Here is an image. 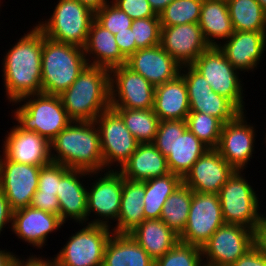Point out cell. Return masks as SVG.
Returning a JSON list of instances; mask_svg holds the SVG:
<instances>
[{
	"mask_svg": "<svg viewBox=\"0 0 266 266\" xmlns=\"http://www.w3.org/2000/svg\"><path fill=\"white\" fill-rule=\"evenodd\" d=\"M193 190L183 183L169 196L162 208L160 219L178 236L187 223Z\"/></svg>",
	"mask_w": 266,
	"mask_h": 266,
	"instance_id": "35",
	"label": "cell"
},
{
	"mask_svg": "<svg viewBox=\"0 0 266 266\" xmlns=\"http://www.w3.org/2000/svg\"><path fill=\"white\" fill-rule=\"evenodd\" d=\"M153 11L159 15L173 0H148Z\"/></svg>",
	"mask_w": 266,
	"mask_h": 266,
	"instance_id": "51",
	"label": "cell"
},
{
	"mask_svg": "<svg viewBox=\"0 0 266 266\" xmlns=\"http://www.w3.org/2000/svg\"><path fill=\"white\" fill-rule=\"evenodd\" d=\"M59 96L72 121H94L110 108V70L87 65Z\"/></svg>",
	"mask_w": 266,
	"mask_h": 266,
	"instance_id": "3",
	"label": "cell"
},
{
	"mask_svg": "<svg viewBox=\"0 0 266 266\" xmlns=\"http://www.w3.org/2000/svg\"><path fill=\"white\" fill-rule=\"evenodd\" d=\"M84 53L88 65L104 67L108 70L125 65L127 61L117 45L114 34L95 19L90 26Z\"/></svg>",
	"mask_w": 266,
	"mask_h": 266,
	"instance_id": "26",
	"label": "cell"
},
{
	"mask_svg": "<svg viewBox=\"0 0 266 266\" xmlns=\"http://www.w3.org/2000/svg\"><path fill=\"white\" fill-rule=\"evenodd\" d=\"M40 168L10 161L0 154V190L13 211L30 205L38 189Z\"/></svg>",
	"mask_w": 266,
	"mask_h": 266,
	"instance_id": "18",
	"label": "cell"
},
{
	"mask_svg": "<svg viewBox=\"0 0 266 266\" xmlns=\"http://www.w3.org/2000/svg\"><path fill=\"white\" fill-rule=\"evenodd\" d=\"M198 24L209 46L218 47L234 33L227 3L221 1L203 0Z\"/></svg>",
	"mask_w": 266,
	"mask_h": 266,
	"instance_id": "31",
	"label": "cell"
},
{
	"mask_svg": "<svg viewBox=\"0 0 266 266\" xmlns=\"http://www.w3.org/2000/svg\"><path fill=\"white\" fill-rule=\"evenodd\" d=\"M231 65L240 72H254L266 50V32L234 31L218 45Z\"/></svg>",
	"mask_w": 266,
	"mask_h": 266,
	"instance_id": "23",
	"label": "cell"
},
{
	"mask_svg": "<svg viewBox=\"0 0 266 266\" xmlns=\"http://www.w3.org/2000/svg\"><path fill=\"white\" fill-rule=\"evenodd\" d=\"M145 181H131L123 177L121 207L113 233L129 234L142 221L144 215Z\"/></svg>",
	"mask_w": 266,
	"mask_h": 266,
	"instance_id": "30",
	"label": "cell"
},
{
	"mask_svg": "<svg viewBox=\"0 0 266 266\" xmlns=\"http://www.w3.org/2000/svg\"><path fill=\"white\" fill-rule=\"evenodd\" d=\"M131 30L138 49L160 45L161 25L159 17H148L132 21Z\"/></svg>",
	"mask_w": 266,
	"mask_h": 266,
	"instance_id": "40",
	"label": "cell"
},
{
	"mask_svg": "<svg viewBox=\"0 0 266 266\" xmlns=\"http://www.w3.org/2000/svg\"><path fill=\"white\" fill-rule=\"evenodd\" d=\"M87 65L84 48L42 37V93L61 95Z\"/></svg>",
	"mask_w": 266,
	"mask_h": 266,
	"instance_id": "4",
	"label": "cell"
},
{
	"mask_svg": "<svg viewBox=\"0 0 266 266\" xmlns=\"http://www.w3.org/2000/svg\"><path fill=\"white\" fill-rule=\"evenodd\" d=\"M83 5H86L94 12L100 9L103 5L109 3V0H77Z\"/></svg>",
	"mask_w": 266,
	"mask_h": 266,
	"instance_id": "52",
	"label": "cell"
},
{
	"mask_svg": "<svg viewBox=\"0 0 266 266\" xmlns=\"http://www.w3.org/2000/svg\"><path fill=\"white\" fill-rule=\"evenodd\" d=\"M203 0H173L160 14L161 27L199 23Z\"/></svg>",
	"mask_w": 266,
	"mask_h": 266,
	"instance_id": "38",
	"label": "cell"
},
{
	"mask_svg": "<svg viewBox=\"0 0 266 266\" xmlns=\"http://www.w3.org/2000/svg\"><path fill=\"white\" fill-rule=\"evenodd\" d=\"M10 226L8 228H11L10 231L18 237V240L25 241L27 245L36 249H42L48 245L46 243L49 235L61 229L64 223L59 215L27 206L13 211Z\"/></svg>",
	"mask_w": 266,
	"mask_h": 266,
	"instance_id": "22",
	"label": "cell"
},
{
	"mask_svg": "<svg viewBox=\"0 0 266 266\" xmlns=\"http://www.w3.org/2000/svg\"><path fill=\"white\" fill-rule=\"evenodd\" d=\"M121 11H124L132 20L148 17H159L148 0H111Z\"/></svg>",
	"mask_w": 266,
	"mask_h": 266,
	"instance_id": "43",
	"label": "cell"
},
{
	"mask_svg": "<svg viewBox=\"0 0 266 266\" xmlns=\"http://www.w3.org/2000/svg\"><path fill=\"white\" fill-rule=\"evenodd\" d=\"M231 266H266V255L252 246Z\"/></svg>",
	"mask_w": 266,
	"mask_h": 266,
	"instance_id": "46",
	"label": "cell"
},
{
	"mask_svg": "<svg viewBox=\"0 0 266 266\" xmlns=\"http://www.w3.org/2000/svg\"><path fill=\"white\" fill-rule=\"evenodd\" d=\"M243 172L236 170L218 195L225 224L241 225L254 231L263 200L259 202V194Z\"/></svg>",
	"mask_w": 266,
	"mask_h": 266,
	"instance_id": "10",
	"label": "cell"
},
{
	"mask_svg": "<svg viewBox=\"0 0 266 266\" xmlns=\"http://www.w3.org/2000/svg\"><path fill=\"white\" fill-rule=\"evenodd\" d=\"M80 230L69 235L66 244L53 255L55 266H103L106 245L113 234L102 225L79 224Z\"/></svg>",
	"mask_w": 266,
	"mask_h": 266,
	"instance_id": "11",
	"label": "cell"
},
{
	"mask_svg": "<svg viewBox=\"0 0 266 266\" xmlns=\"http://www.w3.org/2000/svg\"><path fill=\"white\" fill-rule=\"evenodd\" d=\"M235 171L216 148H209L193 164L182 181L194 192L219 194L221 187Z\"/></svg>",
	"mask_w": 266,
	"mask_h": 266,
	"instance_id": "19",
	"label": "cell"
},
{
	"mask_svg": "<svg viewBox=\"0 0 266 266\" xmlns=\"http://www.w3.org/2000/svg\"><path fill=\"white\" fill-rule=\"evenodd\" d=\"M223 224L219 195L193 192L186 227L179 240L202 247Z\"/></svg>",
	"mask_w": 266,
	"mask_h": 266,
	"instance_id": "14",
	"label": "cell"
},
{
	"mask_svg": "<svg viewBox=\"0 0 266 266\" xmlns=\"http://www.w3.org/2000/svg\"><path fill=\"white\" fill-rule=\"evenodd\" d=\"M103 266H155V261L130 234L113 233L105 248Z\"/></svg>",
	"mask_w": 266,
	"mask_h": 266,
	"instance_id": "32",
	"label": "cell"
},
{
	"mask_svg": "<svg viewBox=\"0 0 266 266\" xmlns=\"http://www.w3.org/2000/svg\"><path fill=\"white\" fill-rule=\"evenodd\" d=\"M160 45L181 66L191 65L210 47L198 23L161 27Z\"/></svg>",
	"mask_w": 266,
	"mask_h": 266,
	"instance_id": "20",
	"label": "cell"
},
{
	"mask_svg": "<svg viewBox=\"0 0 266 266\" xmlns=\"http://www.w3.org/2000/svg\"><path fill=\"white\" fill-rule=\"evenodd\" d=\"M50 146L54 163L89 172L104 171L100 135L94 121H72Z\"/></svg>",
	"mask_w": 266,
	"mask_h": 266,
	"instance_id": "2",
	"label": "cell"
},
{
	"mask_svg": "<svg viewBox=\"0 0 266 266\" xmlns=\"http://www.w3.org/2000/svg\"><path fill=\"white\" fill-rule=\"evenodd\" d=\"M69 169L62 164L54 162L42 166L39 172L38 189L36 192L57 195L59 181Z\"/></svg>",
	"mask_w": 266,
	"mask_h": 266,
	"instance_id": "42",
	"label": "cell"
},
{
	"mask_svg": "<svg viewBox=\"0 0 266 266\" xmlns=\"http://www.w3.org/2000/svg\"><path fill=\"white\" fill-rule=\"evenodd\" d=\"M215 1H221V2H224V3H228L230 0H215Z\"/></svg>",
	"mask_w": 266,
	"mask_h": 266,
	"instance_id": "54",
	"label": "cell"
},
{
	"mask_svg": "<svg viewBox=\"0 0 266 266\" xmlns=\"http://www.w3.org/2000/svg\"><path fill=\"white\" fill-rule=\"evenodd\" d=\"M125 65L154 86L175 79L181 69V65L161 45L138 49L127 58Z\"/></svg>",
	"mask_w": 266,
	"mask_h": 266,
	"instance_id": "25",
	"label": "cell"
},
{
	"mask_svg": "<svg viewBox=\"0 0 266 266\" xmlns=\"http://www.w3.org/2000/svg\"><path fill=\"white\" fill-rule=\"evenodd\" d=\"M152 144L166 157L170 172L182 178L209 149L188 129L186 120L160 121Z\"/></svg>",
	"mask_w": 266,
	"mask_h": 266,
	"instance_id": "6",
	"label": "cell"
},
{
	"mask_svg": "<svg viewBox=\"0 0 266 266\" xmlns=\"http://www.w3.org/2000/svg\"><path fill=\"white\" fill-rule=\"evenodd\" d=\"M252 246V229L236 224H223L201 247L203 263L207 266H231Z\"/></svg>",
	"mask_w": 266,
	"mask_h": 266,
	"instance_id": "13",
	"label": "cell"
},
{
	"mask_svg": "<svg viewBox=\"0 0 266 266\" xmlns=\"http://www.w3.org/2000/svg\"><path fill=\"white\" fill-rule=\"evenodd\" d=\"M155 86L126 65L110 70V107L153 109Z\"/></svg>",
	"mask_w": 266,
	"mask_h": 266,
	"instance_id": "15",
	"label": "cell"
},
{
	"mask_svg": "<svg viewBox=\"0 0 266 266\" xmlns=\"http://www.w3.org/2000/svg\"><path fill=\"white\" fill-rule=\"evenodd\" d=\"M94 123L99 130L104 170H119L139 143L127 129L121 116L111 107L103 111Z\"/></svg>",
	"mask_w": 266,
	"mask_h": 266,
	"instance_id": "12",
	"label": "cell"
},
{
	"mask_svg": "<svg viewBox=\"0 0 266 266\" xmlns=\"http://www.w3.org/2000/svg\"><path fill=\"white\" fill-rule=\"evenodd\" d=\"M262 6L263 10L266 12V0H257Z\"/></svg>",
	"mask_w": 266,
	"mask_h": 266,
	"instance_id": "53",
	"label": "cell"
},
{
	"mask_svg": "<svg viewBox=\"0 0 266 266\" xmlns=\"http://www.w3.org/2000/svg\"><path fill=\"white\" fill-rule=\"evenodd\" d=\"M18 255L14 254L10 250L0 248V266H11Z\"/></svg>",
	"mask_w": 266,
	"mask_h": 266,
	"instance_id": "50",
	"label": "cell"
},
{
	"mask_svg": "<svg viewBox=\"0 0 266 266\" xmlns=\"http://www.w3.org/2000/svg\"><path fill=\"white\" fill-rule=\"evenodd\" d=\"M260 212L258 223L253 231L254 246L266 255V214ZM264 213V214H263Z\"/></svg>",
	"mask_w": 266,
	"mask_h": 266,
	"instance_id": "47",
	"label": "cell"
},
{
	"mask_svg": "<svg viewBox=\"0 0 266 266\" xmlns=\"http://www.w3.org/2000/svg\"><path fill=\"white\" fill-rule=\"evenodd\" d=\"M114 36L121 53L126 58L138 50L131 28H128V31L118 32Z\"/></svg>",
	"mask_w": 266,
	"mask_h": 266,
	"instance_id": "45",
	"label": "cell"
},
{
	"mask_svg": "<svg viewBox=\"0 0 266 266\" xmlns=\"http://www.w3.org/2000/svg\"><path fill=\"white\" fill-rule=\"evenodd\" d=\"M86 177L88 179L89 171L70 168L59 181L57 190L60 206L59 217L64 224L68 220H72L76 224H87L86 185L91 179L86 180L87 182L82 180Z\"/></svg>",
	"mask_w": 266,
	"mask_h": 266,
	"instance_id": "24",
	"label": "cell"
},
{
	"mask_svg": "<svg viewBox=\"0 0 266 266\" xmlns=\"http://www.w3.org/2000/svg\"><path fill=\"white\" fill-rule=\"evenodd\" d=\"M153 111L160 121L187 119L190 112L188 93L180 74L169 82L155 86Z\"/></svg>",
	"mask_w": 266,
	"mask_h": 266,
	"instance_id": "28",
	"label": "cell"
},
{
	"mask_svg": "<svg viewBox=\"0 0 266 266\" xmlns=\"http://www.w3.org/2000/svg\"><path fill=\"white\" fill-rule=\"evenodd\" d=\"M129 234L154 261L180 241L161 219L144 220Z\"/></svg>",
	"mask_w": 266,
	"mask_h": 266,
	"instance_id": "29",
	"label": "cell"
},
{
	"mask_svg": "<svg viewBox=\"0 0 266 266\" xmlns=\"http://www.w3.org/2000/svg\"><path fill=\"white\" fill-rule=\"evenodd\" d=\"M89 178L94 181L90 186L87 183V224L111 228L112 223H117L120 212L123 176L118 170L113 169L101 173L89 172ZM89 217L94 219L90 220Z\"/></svg>",
	"mask_w": 266,
	"mask_h": 266,
	"instance_id": "9",
	"label": "cell"
},
{
	"mask_svg": "<svg viewBox=\"0 0 266 266\" xmlns=\"http://www.w3.org/2000/svg\"><path fill=\"white\" fill-rule=\"evenodd\" d=\"M180 75L187 87L190 112L214 116L224 124L241 113L229 99L215 93L207 80L191 65L181 66Z\"/></svg>",
	"mask_w": 266,
	"mask_h": 266,
	"instance_id": "16",
	"label": "cell"
},
{
	"mask_svg": "<svg viewBox=\"0 0 266 266\" xmlns=\"http://www.w3.org/2000/svg\"><path fill=\"white\" fill-rule=\"evenodd\" d=\"M13 105L19 106L11 111V119L17 122V126L24 131L36 132L49 142L72 122L58 95H27L12 102Z\"/></svg>",
	"mask_w": 266,
	"mask_h": 266,
	"instance_id": "5",
	"label": "cell"
},
{
	"mask_svg": "<svg viewBox=\"0 0 266 266\" xmlns=\"http://www.w3.org/2000/svg\"><path fill=\"white\" fill-rule=\"evenodd\" d=\"M246 112H241L234 120L223 125L220 141L216 148L235 170L244 171L253 159L256 126L248 123ZM247 118V119H246Z\"/></svg>",
	"mask_w": 266,
	"mask_h": 266,
	"instance_id": "17",
	"label": "cell"
},
{
	"mask_svg": "<svg viewBox=\"0 0 266 266\" xmlns=\"http://www.w3.org/2000/svg\"><path fill=\"white\" fill-rule=\"evenodd\" d=\"M139 144L153 143L160 120L153 109L112 108Z\"/></svg>",
	"mask_w": 266,
	"mask_h": 266,
	"instance_id": "36",
	"label": "cell"
},
{
	"mask_svg": "<svg viewBox=\"0 0 266 266\" xmlns=\"http://www.w3.org/2000/svg\"><path fill=\"white\" fill-rule=\"evenodd\" d=\"M202 249L199 246L179 241L162 257L155 260V266H203Z\"/></svg>",
	"mask_w": 266,
	"mask_h": 266,
	"instance_id": "39",
	"label": "cell"
},
{
	"mask_svg": "<svg viewBox=\"0 0 266 266\" xmlns=\"http://www.w3.org/2000/svg\"><path fill=\"white\" fill-rule=\"evenodd\" d=\"M182 183V177L171 172L146 180L144 196L145 220L160 219L166 200Z\"/></svg>",
	"mask_w": 266,
	"mask_h": 266,
	"instance_id": "33",
	"label": "cell"
},
{
	"mask_svg": "<svg viewBox=\"0 0 266 266\" xmlns=\"http://www.w3.org/2000/svg\"><path fill=\"white\" fill-rule=\"evenodd\" d=\"M29 206L51 214L59 215L60 206L58 197L55 194L36 192L33 195Z\"/></svg>",
	"mask_w": 266,
	"mask_h": 266,
	"instance_id": "44",
	"label": "cell"
},
{
	"mask_svg": "<svg viewBox=\"0 0 266 266\" xmlns=\"http://www.w3.org/2000/svg\"><path fill=\"white\" fill-rule=\"evenodd\" d=\"M188 129L208 148H217L224 123L218 118L200 112H189Z\"/></svg>",
	"mask_w": 266,
	"mask_h": 266,
	"instance_id": "37",
	"label": "cell"
},
{
	"mask_svg": "<svg viewBox=\"0 0 266 266\" xmlns=\"http://www.w3.org/2000/svg\"><path fill=\"white\" fill-rule=\"evenodd\" d=\"M43 36L44 33L36 25L33 26L6 51L2 58V80H4L5 97L10 104L24 96L42 93Z\"/></svg>",
	"mask_w": 266,
	"mask_h": 266,
	"instance_id": "1",
	"label": "cell"
},
{
	"mask_svg": "<svg viewBox=\"0 0 266 266\" xmlns=\"http://www.w3.org/2000/svg\"><path fill=\"white\" fill-rule=\"evenodd\" d=\"M118 171L125 179L141 182L170 173L166 157L152 143L138 144Z\"/></svg>",
	"mask_w": 266,
	"mask_h": 266,
	"instance_id": "27",
	"label": "cell"
},
{
	"mask_svg": "<svg viewBox=\"0 0 266 266\" xmlns=\"http://www.w3.org/2000/svg\"><path fill=\"white\" fill-rule=\"evenodd\" d=\"M11 266H55V262L53 257L46 259V257L44 258V255L42 257L38 255L37 257L36 254L33 255V253H30V256L28 255L26 259L25 257L21 258L20 256H17Z\"/></svg>",
	"mask_w": 266,
	"mask_h": 266,
	"instance_id": "48",
	"label": "cell"
},
{
	"mask_svg": "<svg viewBox=\"0 0 266 266\" xmlns=\"http://www.w3.org/2000/svg\"><path fill=\"white\" fill-rule=\"evenodd\" d=\"M2 141L0 152L10 161L41 167L52 162L50 142L36 132L24 131L15 124Z\"/></svg>",
	"mask_w": 266,
	"mask_h": 266,
	"instance_id": "21",
	"label": "cell"
},
{
	"mask_svg": "<svg viewBox=\"0 0 266 266\" xmlns=\"http://www.w3.org/2000/svg\"><path fill=\"white\" fill-rule=\"evenodd\" d=\"M53 10L35 25L52 40L84 48L95 12L77 0H58Z\"/></svg>",
	"mask_w": 266,
	"mask_h": 266,
	"instance_id": "7",
	"label": "cell"
},
{
	"mask_svg": "<svg viewBox=\"0 0 266 266\" xmlns=\"http://www.w3.org/2000/svg\"><path fill=\"white\" fill-rule=\"evenodd\" d=\"M95 20L114 35L128 31L133 21L111 1L95 11Z\"/></svg>",
	"mask_w": 266,
	"mask_h": 266,
	"instance_id": "41",
	"label": "cell"
},
{
	"mask_svg": "<svg viewBox=\"0 0 266 266\" xmlns=\"http://www.w3.org/2000/svg\"><path fill=\"white\" fill-rule=\"evenodd\" d=\"M227 6L234 31L266 32V12L257 0H230Z\"/></svg>",
	"mask_w": 266,
	"mask_h": 266,
	"instance_id": "34",
	"label": "cell"
},
{
	"mask_svg": "<svg viewBox=\"0 0 266 266\" xmlns=\"http://www.w3.org/2000/svg\"><path fill=\"white\" fill-rule=\"evenodd\" d=\"M191 66L207 80L215 93L229 99L241 112H247L244 80L240 78L243 73L231 65L219 47L207 48Z\"/></svg>",
	"mask_w": 266,
	"mask_h": 266,
	"instance_id": "8",
	"label": "cell"
},
{
	"mask_svg": "<svg viewBox=\"0 0 266 266\" xmlns=\"http://www.w3.org/2000/svg\"><path fill=\"white\" fill-rule=\"evenodd\" d=\"M12 218L13 210L4 193L0 190V235L4 228H7V225L12 224Z\"/></svg>",
	"mask_w": 266,
	"mask_h": 266,
	"instance_id": "49",
	"label": "cell"
}]
</instances>
